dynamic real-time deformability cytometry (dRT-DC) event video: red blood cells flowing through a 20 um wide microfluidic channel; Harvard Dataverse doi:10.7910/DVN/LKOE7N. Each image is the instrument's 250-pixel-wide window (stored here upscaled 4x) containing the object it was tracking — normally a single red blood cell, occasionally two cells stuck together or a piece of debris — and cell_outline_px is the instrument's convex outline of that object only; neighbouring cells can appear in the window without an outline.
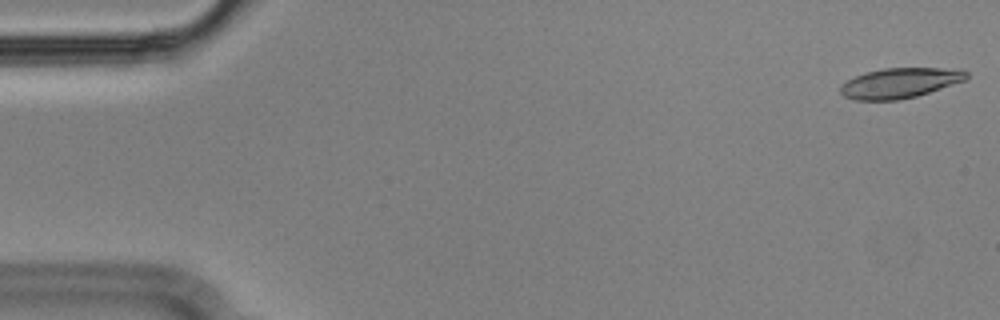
{"species": "Egyptian fruit bat (a non-hibernating species)", "species_latin": "Rousettus aegyptiacus", "temperature_condition": "cold", "stored_images_in_passage": 55, "camera_frame_rate_fps": 3000, "um_per_image_px": 0.085, "animal": {"sex": "male"}, "frame": {"image": 1, "passage_image": 1, "time_ms": 0.0, "image_size_px": [1000, 320], "cell_outline_px": [[968, 76], [964, 80], [916, 96], [900, 100], [852, 100], [844, 96], [840, 92], [840, 88], [848, 80], [856, 76], [868, 72], [884, 68], [940, 68], [968, 72]], "centroid_in_image_um": [76.44, 7.07], "position_along_channel_um": 8.6, "area_um2": 21.62}}
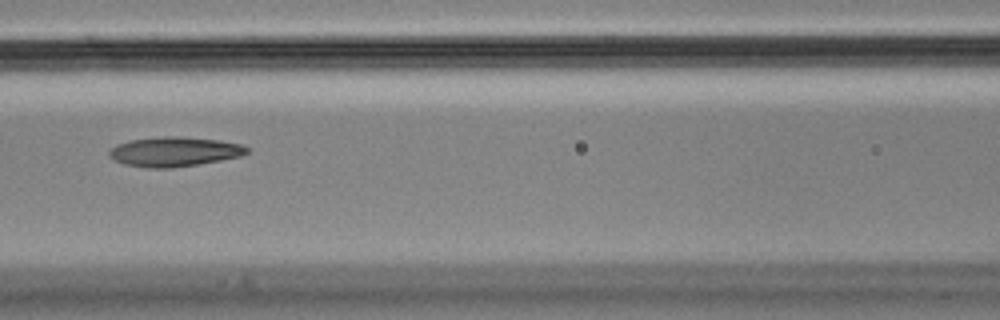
{"frame": {"image": 2, "passage_image": 24, "time_ms": 7.667, "image_size_px": [1000, 320], "cell_outline_px": [[248, 152], [240, 156], [220, 160], [172, 168], [148, 168], [124, 164], [112, 160], [108, 156], [108, 152], [116, 144], [132, 140], [164, 136], [176, 136], [220, 140], [240, 144], [248, 148]], "centroid_in_image_um": [14.77, 12.89], "position_along_channel_um": 151.8, "area_um2": 23.64}}
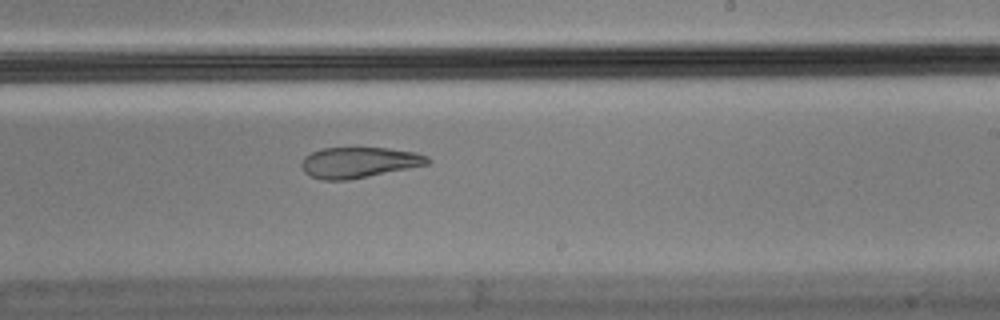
{"frame": {"image": 3, "passage_image": 33, "time_ms": 10.667, "image_size_px": [1000, 320], "cell_outline_px": [[432, 160], [428, 164], [348, 180], [320, 180], [304, 172], [300, 164], [304, 156], [320, 148], [388, 148], [416, 152], [428, 156]], "centroid_in_image_um": [30.49, 13.8], "position_along_channel_um": 258.5, "area_um2": 22.54}, "authors_computed_cell_mechanics": {"area_um2": 23.6402, "velocity_mm_per_s": 3.5644, "shape_relaxation_time_tau1_ms": null, "shape_relaxation_time_tau2_ms": 5.0803, "deformation_change_tau1": null, "deformation_change_tau2": 0.1308}}